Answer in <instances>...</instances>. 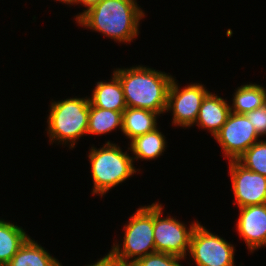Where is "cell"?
<instances>
[{
    "mask_svg": "<svg viewBox=\"0 0 266 266\" xmlns=\"http://www.w3.org/2000/svg\"><path fill=\"white\" fill-rule=\"evenodd\" d=\"M143 17L136 0H100L89 10L79 13L76 21L118 42H131L139 33V22Z\"/></svg>",
    "mask_w": 266,
    "mask_h": 266,
    "instance_id": "obj_1",
    "label": "cell"
},
{
    "mask_svg": "<svg viewBox=\"0 0 266 266\" xmlns=\"http://www.w3.org/2000/svg\"><path fill=\"white\" fill-rule=\"evenodd\" d=\"M239 209L237 230L248 249L252 252L266 245V203Z\"/></svg>",
    "mask_w": 266,
    "mask_h": 266,
    "instance_id": "obj_11",
    "label": "cell"
},
{
    "mask_svg": "<svg viewBox=\"0 0 266 266\" xmlns=\"http://www.w3.org/2000/svg\"><path fill=\"white\" fill-rule=\"evenodd\" d=\"M260 137L245 114L230 112L214 138L229 160H237Z\"/></svg>",
    "mask_w": 266,
    "mask_h": 266,
    "instance_id": "obj_8",
    "label": "cell"
},
{
    "mask_svg": "<svg viewBox=\"0 0 266 266\" xmlns=\"http://www.w3.org/2000/svg\"><path fill=\"white\" fill-rule=\"evenodd\" d=\"M6 266H62L40 244L30 237L19 248Z\"/></svg>",
    "mask_w": 266,
    "mask_h": 266,
    "instance_id": "obj_15",
    "label": "cell"
},
{
    "mask_svg": "<svg viewBox=\"0 0 266 266\" xmlns=\"http://www.w3.org/2000/svg\"><path fill=\"white\" fill-rule=\"evenodd\" d=\"M230 112L231 108L223 98L209 92L202 101L195 124L210 130L215 136L226 122Z\"/></svg>",
    "mask_w": 266,
    "mask_h": 266,
    "instance_id": "obj_12",
    "label": "cell"
},
{
    "mask_svg": "<svg viewBox=\"0 0 266 266\" xmlns=\"http://www.w3.org/2000/svg\"><path fill=\"white\" fill-rule=\"evenodd\" d=\"M87 266H127V264L116 263L106 255L102 259L100 258V260H98L95 264Z\"/></svg>",
    "mask_w": 266,
    "mask_h": 266,
    "instance_id": "obj_23",
    "label": "cell"
},
{
    "mask_svg": "<svg viewBox=\"0 0 266 266\" xmlns=\"http://www.w3.org/2000/svg\"><path fill=\"white\" fill-rule=\"evenodd\" d=\"M234 251L232 244L200 223L193 230L189 253L197 266H235Z\"/></svg>",
    "mask_w": 266,
    "mask_h": 266,
    "instance_id": "obj_7",
    "label": "cell"
},
{
    "mask_svg": "<svg viewBox=\"0 0 266 266\" xmlns=\"http://www.w3.org/2000/svg\"><path fill=\"white\" fill-rule=\"evenodd\" d=\"M209 93L202 84H191L183 89L172 79L169 90L167 109L173 112L174 125L190 127L196 122L199 108L205 96Z\"/></svg>",
    "mask_w": 266,
    "mask_h": 266,
    "instance_id": "obj_9",
    "label": "cell"
},
{
    "mask_svg": "<svg viewBox=\"0 0 266 266\" xmlns=\"http://www.w3.org/2000/svg\"><path fill=\"white\" fill-rule=\"evenodd\" d=\"M100 0H76L77 4H82L87 7L86 10H89L93 6H95Z\"/></svg>",
    "mask_w": 266,
    "mask_h": 266,
    "instance_id": "obj_24",
    "label": "cell"
},
{
    "mask_svg": "<svg viewBox=\"0 0 266 266\" xmlns=\"http://www.w3.org/2000/svg\"><path fill=\"white\" fill-rule=\"evenodd\" d=\"M232 189L239 208L266 203V176L246 169L237 160H229Z\"/></svg>",
    "mask_w": 266,
    "mask_h": 266,
    "instance_id": "obj_10",
    "label": "cell"
},
{
    "mask_svg": "<svg viewBox=\"0 0 266 266\" xmlns=\"http://www.w3.org/2000/svg\"><path fill=\"white\" fill-rule=\"evenodd\" d=\"M131 151L134 159L138 158L152 160L157 158L165 151L166 141L164 135L157 128L144 135L137 136L131 140Z\"/></svg>",
    "mask_w": 266,
    "mask_h": 266,
    "instance_id": "obj_18",
    "label": "cell"
},
{
    "mask_svg": "<svg viewBox=\"0 0 266 266\" xmlns=\"http://www.w3.org/2000/svg\"><path fill=\"white\" fill-rule=\"evenodd\" d=\"M88 157L94 182L93 194L103 196L136 172L134 159L110 141L98 150L92 147Z\"/></svg>",
    "mask_w": 266,
    "mask_h": 266,
    "instance_id": "obj_4",
    "label": "cell"
},
{
    "mask_svg": "<svg viewBox=\"0 0 266 266\" xmlns=\"http://www.w3.org/2000/svg\"><path fill=\"white\" fill-rule=\"evenodd\" d=\"M113 74L120 80L127 107L166 111L171 75L143 66L116 69Z\"/></svg>",
    "mask_w": 266,
    "mask_h": 266,
    "instance_id": "obj_2",
    "label": "cell"
},
{
    "mask_svg": "<svg viewBox=\"0 0 266 266\" xmlns=\"http://www.w3.org/2000/svg\"><path fill=\"white\" fill-rule=\"evenodd\" d=\"M123 248L114 244L107 256L119 264H133L139 258L156 252L153 229V203L142 206L124 227ZM133 259L130 262L129 259Z\"/></svg>",
    "mask_w": 266,
    "mask_h": 266,
    "instance_id": "obj_3",
    "label": "cell"
},
{
    "mask_svg": "<svg viewBox=\"0 0 266 266\" xmlns=\"http://www.w3.org/2000/svg\"><path fill=\"white\" fill-rule=\"evenodd\" d=\"M182 257L162 252H155L139 258L132 266H182L178 261Z\"/></svg>",
    "mask_w": 266,
    "mask_h": 266,
    "instance_id": "obj_21",
    "label": "cell"
},
{
    "mask_svg": "<svg viewBox=\"0 0 266 266\" xmlns=\"http://www.w3.org/2000/svg\"><path fill=\"white\" fill-rule=\"evenodd\" d=\"M245 115L254 126L257 134L259 136H266V103L262 107L255 109Z\"/></svg>",
    "mask_w": 266,
    "mask_h": 266,
    "instance_id": "obj_22",
    "label": "cell"
},
{
    "mask_svg": "<svg viewBox=\"0 0 266 266\" xmlns=\"http://www.w3.org/2000/svg\"><path fill=\"white\" fill-rule=\"evenodd\" d=\"M162 206L159 203L153 204V235L156 252L176 255L182 258L189 252L190 240L193 230L198 222L192 223L190 228L175 218H161Z\"/></svg>",
    "mask_w": 266,
    "mask_h": 266,
    "instance_id": "obj_6",
    "label": "cell"
},
{
    "mask_svg": "<svg viewBox=\"0 0 266 266\" xmlns=\"http://www.w3.org/2000/svg\"><path fill=\"white\" fill-rule=\"evenodd\" d=\"M123 112L94 107L90 104L87 134H105L120 127L122 130Z\"/></svg>",
    "mask_w": 266,
    "mask_h": 266,
    "instance_id": "obj_19",
    "label": "cell"
},
{
    "mask_svg": "<svg viewBox=\"0 0 266 266\" xmlns=\"http://www.w3.org/2000/svg\"><path fill=\"white\" fill-rule=\"evenodd\" d=\"M89 98H70L52 102L48 117L50 142H70V148L76 140L87 134L89 121Z\"/></svg>",
    "mask_w": 266,
    "mask_h": 266,
    "instance_id": "obj_5",
    "label": "cell"
},
{
    "mask_svg": "<svg viewBox=\"0 0 266 266\" xmlns=\"http://www.w3.org/2000/svg\"><path fill=\"white\" fill-rule=\"evenodd\" d=\"M233 97L231 112L247 114L266 103V89L250 83L238 87Z\"/></svg>",
    "mask_w": 266,
    "mask_h": 266,
    "instance_id": "obj_17",
    "label": "cell"
},
{
    "mask_svg": "<svg viewBox=\"0 0 266 266\" xmlns=\"http://www.w3.org/2000/svg\"><path fill=\"white\" fill-rule=\"evenodd\" d=\"M90 104L94 107L123 112L126 102L120 80L113 74L111 82H97Z\"/></svg>",
    "mask_w": 266,
    "mask_h": 266,
    "instance_id": "obj_13",
    "label": "cell"
},
{
    "mask_svg": "<svg viewBox=\"0 0 266 266\" xmlns=\"http://www.w3.org/2000/svg\"><path fill=\"white\" fill-rule=\"evenodd\" d=\"M28 238L21 227L0 220V266H6Z\"/></svg>",
    "mask_w": 266,
    "mask_h": 266,
    "instance_id": "obj_16",
    "label": "cell"
},
{
    "mask_svg": "<svg viewBox=\"0 0 266 266\" xmlns=\"http://www.w3.org/2000/svg\"><path fill=\"white\" fill-rule=\"evenodd\" d=\"M157 115L160 114L151 110L127 107L123 111L121 131L130 140L151 132L157 128Z\"/></svg>",
    "mask_w": 266,
    "mask_h": 266,
    "instance_id": "obj_14",
    "label": "cell"
},
{
    "mask_svg": "<svg viewBox=\"0 0 266 266\" xmlns=\"http://www.w3.org/2000/svg\"><path fill=\"white\" fill-rule=\"evenodd\" d=\"M57 1H61V2H63V3H67V4H73V3H75L76 4V0H57Z\"/></svg>",
    "mask_w": 266,
    "mask_h": 266,
    "instance_id": "obj_25",
    "label": "cell"
},
{
    "mask_svg": "<svg viewBox=\"0 0 266 266\" xmlns=\"http://www.w3.org/2000/svg\"><path fill=\"white\" fill-rule=\"evenodd\" d=\"M237 161L246 169L266 176V141L258 140Z\"/></svg>",
    "mask_w": 266,
    "mask_h": 266,
    "instance_id": "obj_20",
    "label": "cell"
}]
</instances>
